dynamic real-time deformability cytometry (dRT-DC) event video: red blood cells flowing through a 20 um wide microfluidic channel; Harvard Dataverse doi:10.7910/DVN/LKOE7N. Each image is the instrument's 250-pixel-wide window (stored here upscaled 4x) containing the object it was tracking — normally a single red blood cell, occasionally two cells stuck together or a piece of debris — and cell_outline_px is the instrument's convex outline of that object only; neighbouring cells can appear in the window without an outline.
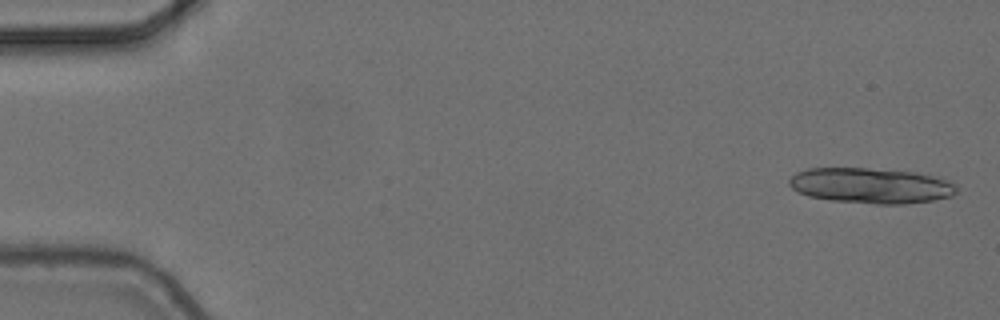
{"species": "common noctule bat (a hibernating species)", "species_latin": "Nyctalus noctula", "temperature_condition": "cold", "stored_images_in_passage": 6, "segment_of_instrument_passage": [2, 2], "camera_frame_rate_fps": 3000, "um_per_image_px": 0.085, "animal": {"sex": "female", "body_mass_g": 24.6, "forearm_length_mm": 56.2}, "frame": {"image": 1, "passage_image": 6, "time_ms": 1.667, "image_size_px": [1000, 320], "cell_outline_px": [[960, 188], [952, 196], [932, 200], [904, 204], [876, 204], [832, 200], [808, 196], [792, 188], [788, 184], [788, 180], [796, 172], [808, 168], [868, 168], [916, 172], [948, 180], [956, 184]], "centroid_in_image_um": [74.04, 15.77], "position_along_channel_um": 11.0, "area_um2": 34.68}}